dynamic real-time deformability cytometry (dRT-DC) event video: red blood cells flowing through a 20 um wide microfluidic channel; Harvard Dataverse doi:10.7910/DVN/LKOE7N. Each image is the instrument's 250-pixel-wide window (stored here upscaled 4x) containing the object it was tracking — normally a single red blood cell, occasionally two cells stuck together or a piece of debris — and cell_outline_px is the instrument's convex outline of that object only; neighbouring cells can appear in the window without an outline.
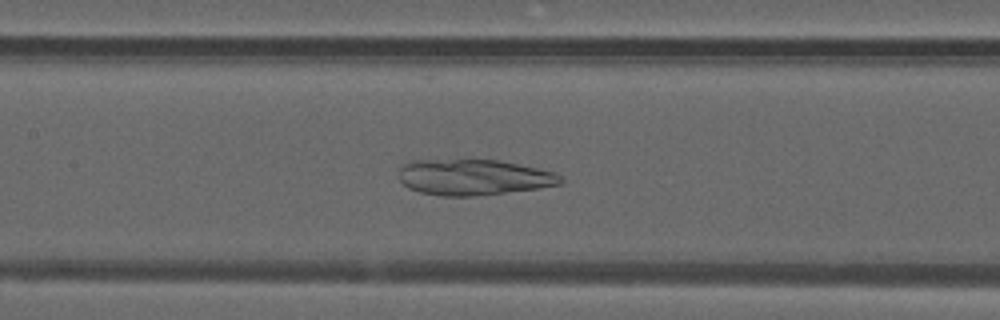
{"species": "common noctule bat (a hibernating species)", "species_latin": "Nyctalus noctula", "temperature_condition": "warm", "stored_images_in_passage": 38, "camera_frame_rate_fps": 3000, "um_per_image_px": 0.085, "animal": {"sex": "male", "forearm_length_mm": 52.5}, "frame": {"image": 1, "passage_image": 11, "time_ms": 3.333, "image_size_px": [1000, 320], "cell_outline_px": [[564, 184], [540, 188], [476, 196], [440, 196], [420, 192], [408, 188], [396, 176], [396, 172], [400, 164], [412, 160], [496, 160], [536, 168], [552, 172], [560, 176], [564, 180]], "centroid_in_image_um": [40.18, 15.07], "position_along_channel_um": 167.2, "area_um2": 34.04}}
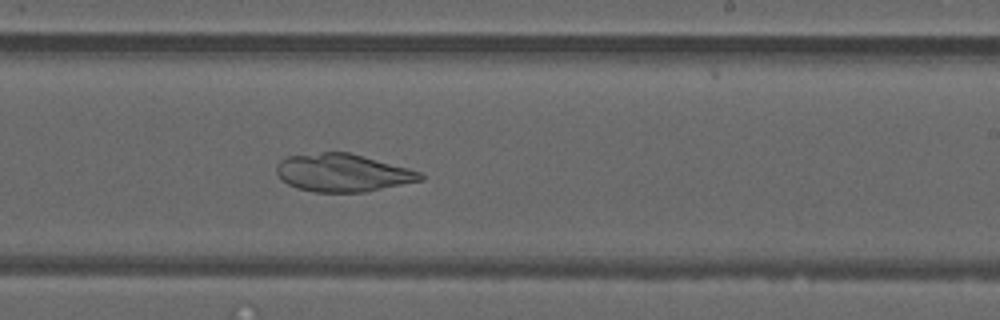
{"frame": {"image": 2, "passage_image": 18, "time_ms": 5.667, "image_size_px": [1000, 320], "cell_outline_px": [[424, 180], [364, 192], [316, 192], [296, 188], [288, 184], [276, 172], [276, 168], [280, 160], [288, 156], [324, 152], [348, 152], [408, 168], [420, 172], [424, 176]], "centroid_in_image_um": [29.14, 14.69], "position_along_channel_um": 259.9, "area_um2": 31.44}}
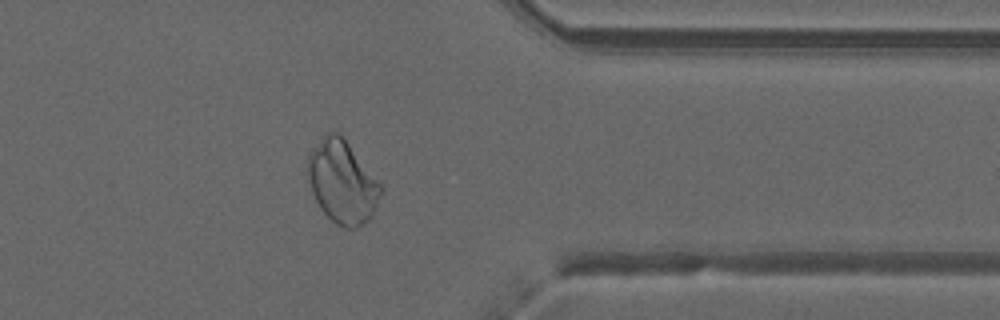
{"frame": {"image": 3, "passage_image": 28, "time_ms": 9.0, "image_size_px": [1000, 320], "cell_outline_px": [[384, 192], [372, 216], [368, 220], [356, 228], [344, 228], [336, 224], [320, 208], [312, 192], [308, 180], [308, 156], [312, 148], [328, 132], [340, 132], [384, 184]], "centroid_in_image_um": [29.16, 15.45], "position_along_channel_um": 382.2, "area_um2": 35.89}}